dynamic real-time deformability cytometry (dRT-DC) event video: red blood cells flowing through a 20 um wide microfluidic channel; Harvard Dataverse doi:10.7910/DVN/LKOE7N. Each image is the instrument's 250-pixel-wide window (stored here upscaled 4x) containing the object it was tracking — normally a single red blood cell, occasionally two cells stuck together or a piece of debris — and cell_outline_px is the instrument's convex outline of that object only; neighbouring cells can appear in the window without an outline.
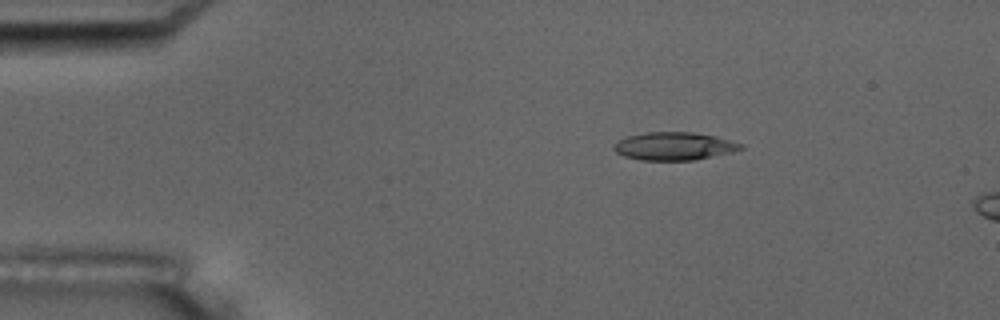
{"species": "common noctule bat (a hibernating species)", "species_latin": "Nyctalus noctula", "temperature_condition": "room temperature", "stored_images_in_passage": 4, "camera_frame_rate_fps": 3000, "um_per_image_px": 0.085, "animal": {"sex": "male", "body_mass_g": 17.5, "forearm_length_mm": 52.3}, "frame": {"image": 1, "passage_image": 2, "time_ms": 1.0, "image_size_px": [1000, 320], "cell_outline_px": [[744, 148], [732, 152], [692, 160], [640, 160], [624, 156], [616, 152], [612, 148], [612, 144], [616, 140], [628, 136], [648, 132], [692, 132], [716, 136], [744, 144]], "centroid_in_image_um": [57.27, 12.42], "position_along_channel_um": 27.7, "area_um2": 20.75}}